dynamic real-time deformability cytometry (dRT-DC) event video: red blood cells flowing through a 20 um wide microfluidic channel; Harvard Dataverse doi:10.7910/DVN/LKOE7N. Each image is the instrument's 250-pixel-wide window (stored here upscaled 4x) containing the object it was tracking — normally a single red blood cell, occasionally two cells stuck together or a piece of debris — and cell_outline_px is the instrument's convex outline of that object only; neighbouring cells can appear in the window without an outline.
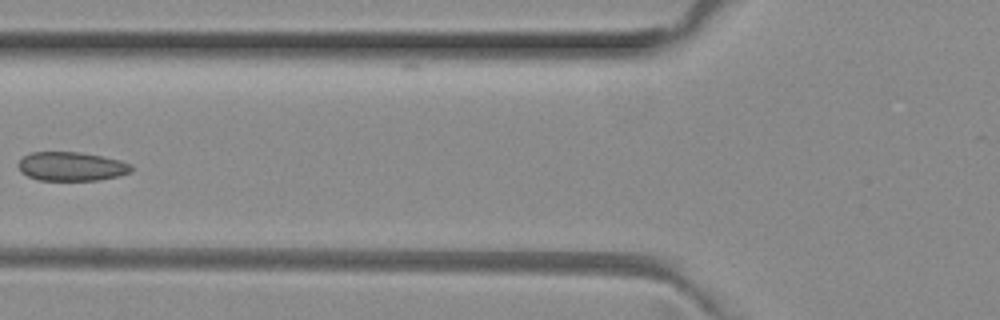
{"species": "common noctule bat (a hibernating species)", "species_latin": "Nyctalus noctula", "temperature_condition": "room temperature", "stored_images_in_passage": 5, "camera_frame_rate_fps": 3000, "um_per_image_px": 0.085, "animal": {"sex": "female", "body_mass_g": 29.2, "forearm_length_mm": 56.3}, "frame": {"image": 1, "passage_image": 5, "time_ms": 1.333, "image_size_px": [1000, 320], "cell_outline_px": [[132, 172], [120, 176], [100, 180], [36, 180], [20, 172], [16, 164], [24, 156], [32, 152], [80, 152], [120, 160], [132, 164]], "centroid_in_image_um": [6.07, 14.15], "position_along_channel_um": 119.7, "area_um2": 19.25}}